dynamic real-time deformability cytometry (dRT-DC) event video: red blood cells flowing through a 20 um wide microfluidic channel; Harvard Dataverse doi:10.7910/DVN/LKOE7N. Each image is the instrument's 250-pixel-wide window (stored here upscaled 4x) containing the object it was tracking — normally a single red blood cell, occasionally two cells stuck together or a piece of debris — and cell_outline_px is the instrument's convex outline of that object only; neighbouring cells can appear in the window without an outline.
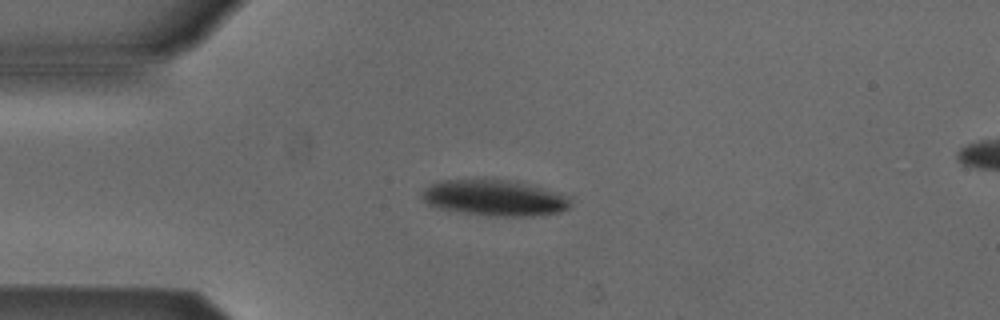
{"species": "Egyptian fruit bat (a non-hibernating species)", "species_latin": "Rousettus aegyptiacus", "temperature_condition": "cold", "stored_images_in_passage": 46, "camera_frame_rate_fps": 3000, "um_per_image_px": 0.085, "animal": {"sex": "male"}, "frame": {"image": 1, "passage_image": 13, "time_ms": 4.0, "image_size_px": [1000, 320], "cell_outline_px": [[572, 204], [568, 208], [560, 212], [532, 216], [488, 216], [440, 208], [428, 204], [420, 196], [420, 192], [428, 184], [440, 180], [484, 176], [516, 180], [572, 196]], "centroid_in_image_um": [42.03, 16.76], "position_along_channel_um": 43.0, "area_um2": 32.54}}
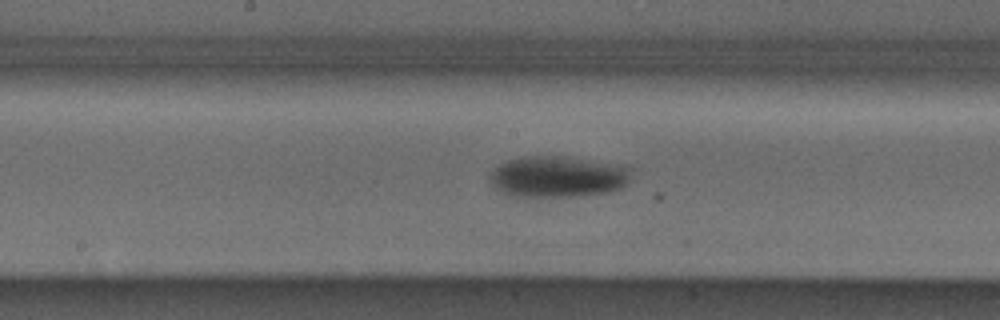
{"frame": {"image": 2, "passage_image": 27, "time_ms": 8.667, "image_size_px": [1000, 320], "cell_outline_px": [[628, 180], [620, 188], [612, 192], [576, 196], [512, 196], [496, 188], [492, 184], [492, 172], [500, 164], [508, 160], [528, 156], [556, 156], [628, 168]], "centroid_in_image_um": [47.34, 15.05], "position_along_channel_um": 200.9, "area_um2": 32.54}}
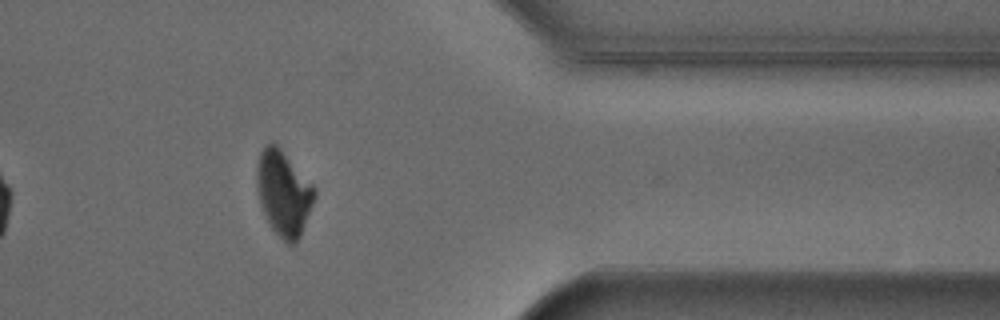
{"frame": {"image": 3, "passage_image": 43, "time_ms": 14.0, "image_size_px": [1000, 320], "cell_outline_px": [[316, 196], [300, 236], [292, 244], [288, 244], [272, 228], [264, 212], [256, 188], [256, 164], [260, 152], [272, 140], [280, 148], [316, 188]], "centroid_in_image_um": [24.1, 16.38], "position_along_channel_um": 387.3, "area_um2": 28.21}}